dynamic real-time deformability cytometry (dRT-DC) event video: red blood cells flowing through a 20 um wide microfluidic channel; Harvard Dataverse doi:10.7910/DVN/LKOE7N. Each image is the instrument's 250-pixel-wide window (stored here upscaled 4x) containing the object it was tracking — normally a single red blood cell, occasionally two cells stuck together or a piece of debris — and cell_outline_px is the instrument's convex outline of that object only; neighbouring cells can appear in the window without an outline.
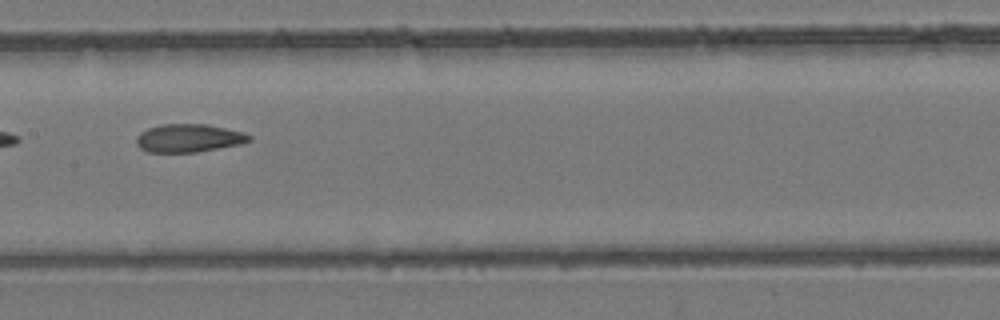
{"species": "common noctule bat (a hibernating species)", "species_latin": "Nyctalus noctula", "temperature_condition": "room temperature", "stored_images_in_passage": 34, "camera_frame_rate_fps": 3000, "um_per_image_px": 0.085, "animal": {"sex": "female", "body_mass_g": 24.6, "forearm_length_mm": 56.2}, "frame": {"image": 1, "passage_image": 10, "time_ms": 3.0, "image_size_px": [1000, 320], "cell_outline_px": [[252, 140], [240, 144], [196, 152], [148, 152], [140, 148], [136, 144], [136, 136], [140, 132], [148, 128], [160, 124], [208, 124], [244, 132], [252, 136]], "centroid_in_image_um": [16.04, 11.73], "position_along_channel_um": 191.4, "area_um2": 18.61}}